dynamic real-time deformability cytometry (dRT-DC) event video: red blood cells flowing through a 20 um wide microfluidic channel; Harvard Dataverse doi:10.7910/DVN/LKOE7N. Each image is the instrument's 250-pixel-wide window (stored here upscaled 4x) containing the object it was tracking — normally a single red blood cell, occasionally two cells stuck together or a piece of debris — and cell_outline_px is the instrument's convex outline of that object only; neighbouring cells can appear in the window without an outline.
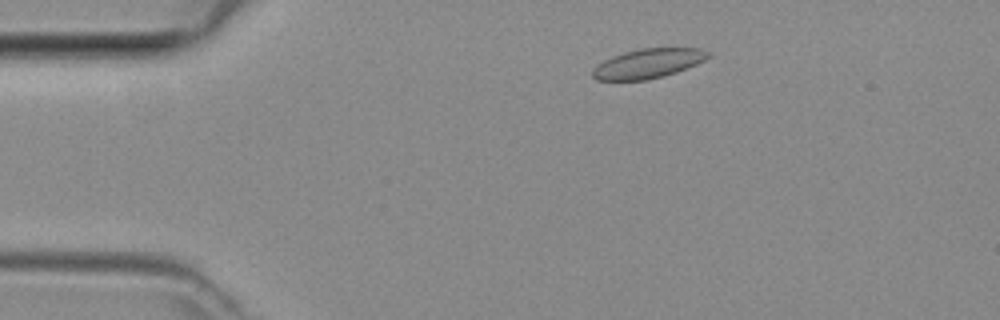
{"species": "common noctule bat (a hibernating species)", "species_latin": "Nyctalus noctula", "temperature_condition": "room temperature", "stored_images_in_passage": 11, "camera_frame_rate_fps": 3000, "um_per_image_px": 0.085, "animal": {"sex": "female", "body_mass_g": 29.2, "forearm_length_mm": 56.3}, "frame": {"image": 1, "passage_image": 5, "time_ms": 1.333, "image_size_px": [1000, 320], "cell_outline_px": [[712, 56], [696, 64], [676, 72], [664, 76], [644, 80], [596, 80], [592, 76], [592, 68], [596, 64], [612, 56], [624, 52], [640, 48], [704, 48], [712, 52]], "centroid_in_image_um": [55.1, 5.38], "position_along_channel_um": 29.9, "area_um2": 20.06}}